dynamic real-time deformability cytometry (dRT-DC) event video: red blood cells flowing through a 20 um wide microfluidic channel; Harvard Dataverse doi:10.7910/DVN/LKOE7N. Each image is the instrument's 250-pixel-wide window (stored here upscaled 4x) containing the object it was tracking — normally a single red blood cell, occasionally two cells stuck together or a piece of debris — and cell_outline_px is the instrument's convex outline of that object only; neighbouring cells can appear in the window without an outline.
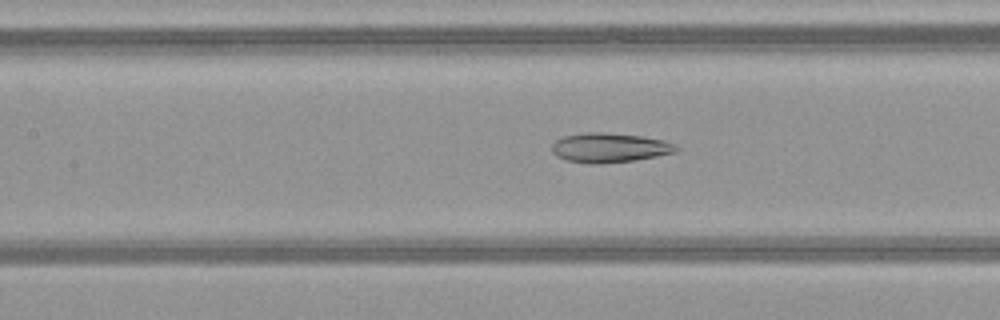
{"species": "common noctule bat (a hibernating species)", "species_latin": "Nyctalus noctula", "temperature_condition": "warm", "stored_images_in_passage": 46, "camera_frame_rate_fps": 3000, "um_per_image_px": 0.085, "animal": {"sex": "female", "body_mass_g": 21.9}, "frame": {"image": 1, "passage_image": 19, "time_ms": 6.0, "image_size_px": [1000, 320], "cell_outline_px": [[680, 148], [676, 152], [636, 160], [600, 164], [592, 164], [568, 160], [556, 156], [552, 152], [552, 144], [556, 140], [564, 136], [584, 132], [600, 132], [640, 136], [664, 140], [676, 144]], "centroid_in_image_um": [51.82, 12.55], "position_along_channel_um": 155.6, "area_um2": 21.39}}
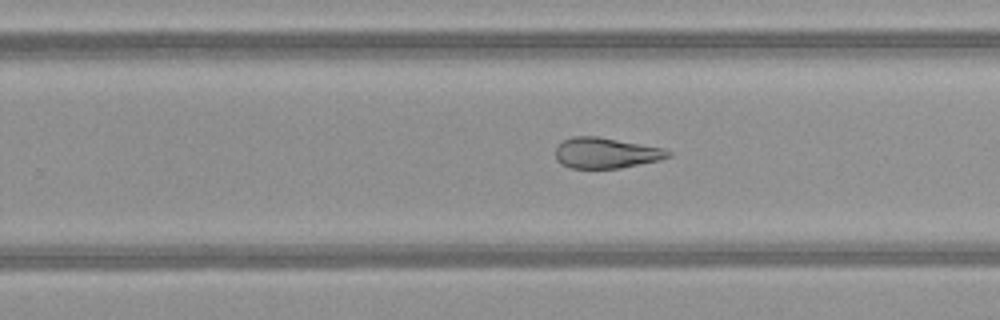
{"frame": {"image": 2, "passage_image": 28, "time_ms": 9.0, "image_size_px": [1000, 320], "cell_outline_px": [[672, 156], [660, 160], [620, 168], [572, 168], [556, 160], [556, 148], [564, 140], [572, 136], [596, 136], [664, 148], [672, 152]], "centroid_in_image_um": [51.54, 13.0], "position_along_channel_um": 278.3, "area_um2": 20.0}}
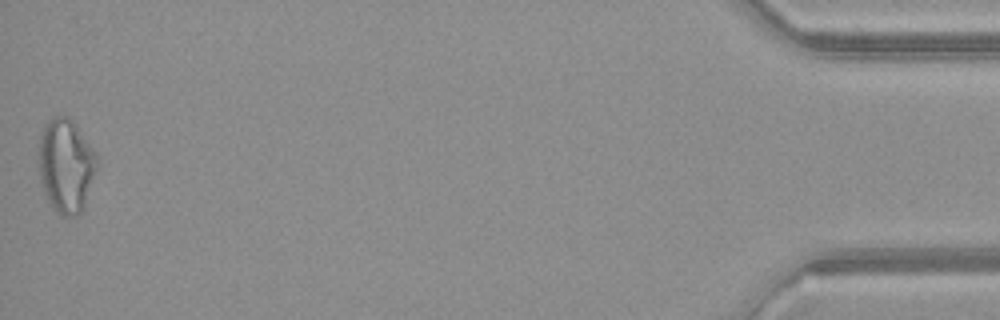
{"frame": {"image": 3, "passage_image": 46, "time_ms": 15.0, "image_size_px": [1000, 320], "cell_outline_px": [[100, 160], [96, 172], [84, 204], [80, 212], [76, 216], [60, 216], [52, 208], [44, 192], [40, 180], [36, 164], [40, 136], [44, 124], [52, 116], [68, 116], [76, 124], [100, 156]], "centroid_in_image_um": [5.6, 14.04], "position_along_channel_um": 429.6, "area_um2": 32.77}, "authors_computed_cell_mechanics": {"area_um2": 24.6228, "velocity_mm_per_s": 4.1067, "shape_relaxation_time_tau1_ms": null, "shape_relaxation_time_tau2_ms": 2.7564, "deformation_change_tau1": null, "deformation_change_tau2": 0.1069}}